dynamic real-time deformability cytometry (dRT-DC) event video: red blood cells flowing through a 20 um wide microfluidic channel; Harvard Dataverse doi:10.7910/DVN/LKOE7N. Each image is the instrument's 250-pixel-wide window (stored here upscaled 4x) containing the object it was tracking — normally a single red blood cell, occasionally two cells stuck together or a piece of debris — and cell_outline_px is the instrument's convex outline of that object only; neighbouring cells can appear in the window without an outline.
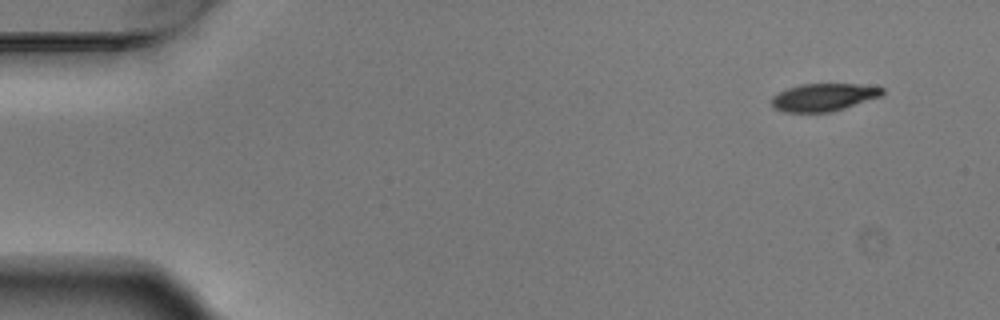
{"species": "Egyptian fruit bat (a non-hibernating species)", "species_latin": "Rousettus aegyptiacus", "temperature_condition": "warm", "stored_images_in_passage": 6, "camera_frame_rate_fps": 3000, "um_per_image_px": 0.085, "animal": {"sex": "male"}, "frame": {"image": 1, "passage_image": 1, "time_ms": 0.0, "image_size_px": [1000, 320], "cell_outline_px": [[884, 96], [832, 112], [784, 112], [776, 108], [772, 104], [772, 96], [788, 88], [800, 84], [856, 84], [884, 88]], "centroid_in_image_um": [70.06, 8.27], "position_along_channel_um": 14.9, "area_um2": 17.86}}
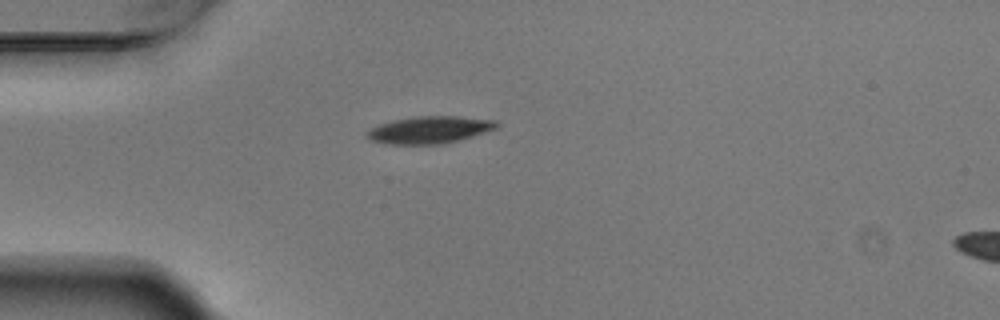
{"frame": {"image": 2, "passage_image": 4, "time_ms": 1.0, "image_size_px": [1000, 320], "cell_outline_px": [[500, 124], [496, 128], [472, 136], [444, 144], [388, 144], [372, 140], [364, 136], [364, 132], [380, 124], [392, 120], [420, 116], [456, 116], [496, 120]], "centroid_in_image_um": [36.49, 11.03], "position_along_channel_um": 48.5, "area_um2": 20.46}}
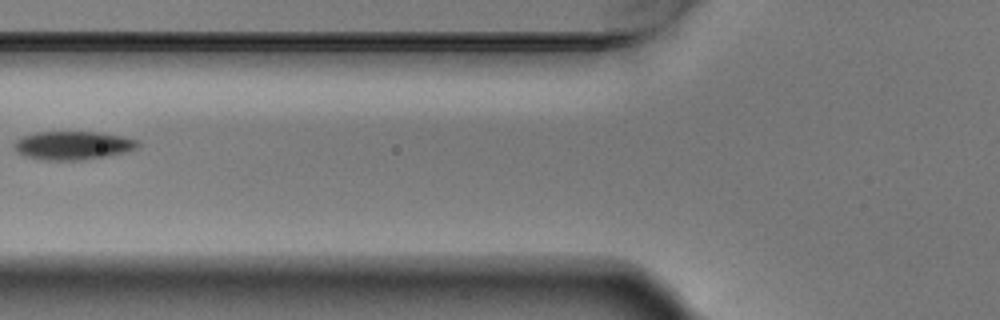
{"frame": {"image": 3, "passage_image": 6, "time_ms": 1.667, "image_size_px": [1000, 320], "cell_outline_px": [[140, 144], [136, 148], [124, 152], [104, 156], [76, 160], [48, 160], [28, 156], [20, 152], [16, 148], [16, 140], [24, 136], [36, 132], [100, 132], [124, 136], [140, 140]], "centroid_in_image_um": [6.28, 12.34], "position_along_channel_um": 119.5, "area_um2": 20.06}}